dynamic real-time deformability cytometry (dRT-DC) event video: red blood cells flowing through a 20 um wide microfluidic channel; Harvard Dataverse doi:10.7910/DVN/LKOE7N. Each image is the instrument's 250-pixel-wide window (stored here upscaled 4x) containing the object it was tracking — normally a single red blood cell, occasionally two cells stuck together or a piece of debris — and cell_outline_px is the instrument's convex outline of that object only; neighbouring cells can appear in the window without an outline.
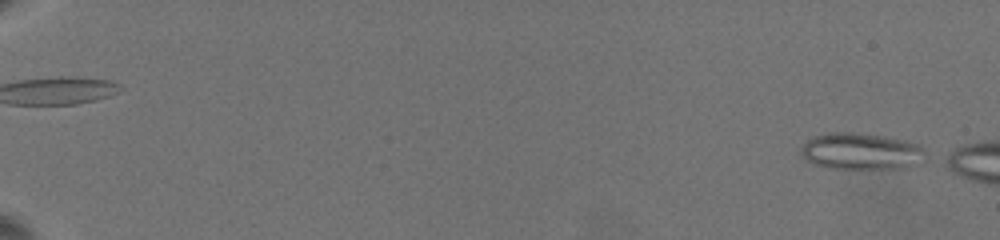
{"species": "common noctule bat (a hibernating species)", "species_latin": "Nyctalus noctula", "temperature_condition": "warm", "stored_images_in_passage": 73, "camera_frame_rate_fps": 3000, "um_per_image_px": 0.085, "animal": {"sex": "female", "body_mass_g": 19.5, "forearm_length_mm": 54.1}, "frame": {"image": 1, "passage_image": 1, "time_ms": 0.0, "image_size_px": [1000, 240], "cell_outline_px": [[924, 152], [916, 164], [904, 168], [828, 168], [812, 164], [804, 156], [800, 148], [808, 140], [816, 136], [828, 132], [852, 132], [880, 136], [904, 140], [920, 144]], "centroid_in_image_um": [73.15, 12.86], "position_along_channel_um": 11.8, "area_um2": 26.07}}
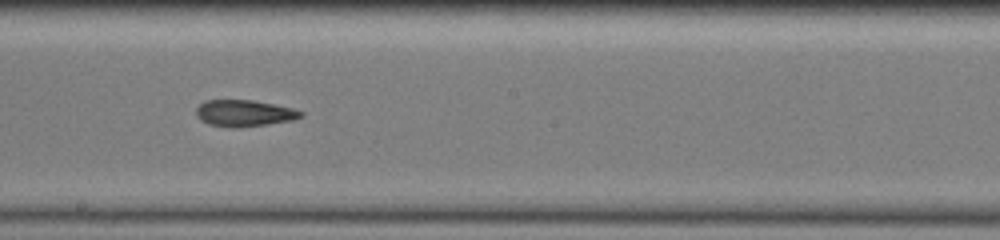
{"frame": {"image": 2, "passage_image": 46, "time_ms": 12.0, "image_size_px": [1000, 240], "cell_outline_px": [[304, 116], [292, 120], [240, 128], [232, 128], [208, 124], [200, 120], [196, 116], [196, 108], [204, 100], [252, 100], [292, 108], [304, 112]], "centroid_in_image_um": [20.73, 9.63], "position_along_channel_um": 227.5, "area_um2": 16.24}}
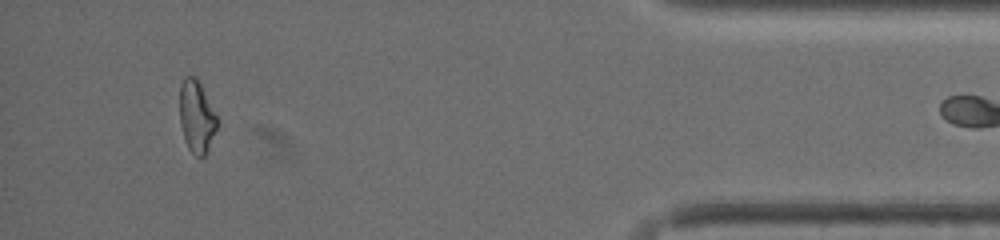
{"frame": {"image": 3, "passage_image": 72, "time_ms": 18.667, "image_size_px": [1000, 240], "cell_outline_px": [[220, 120], [208, 148], [204, 156], [196, 156], [188, 148], [184, 140], [180, 124], [180, 84], [184, 76], [196, 76]], "centroid_in_image_um": [16.71, 9.89], "position_along_channel_um": 418.5, "area_um2": 15.9}}